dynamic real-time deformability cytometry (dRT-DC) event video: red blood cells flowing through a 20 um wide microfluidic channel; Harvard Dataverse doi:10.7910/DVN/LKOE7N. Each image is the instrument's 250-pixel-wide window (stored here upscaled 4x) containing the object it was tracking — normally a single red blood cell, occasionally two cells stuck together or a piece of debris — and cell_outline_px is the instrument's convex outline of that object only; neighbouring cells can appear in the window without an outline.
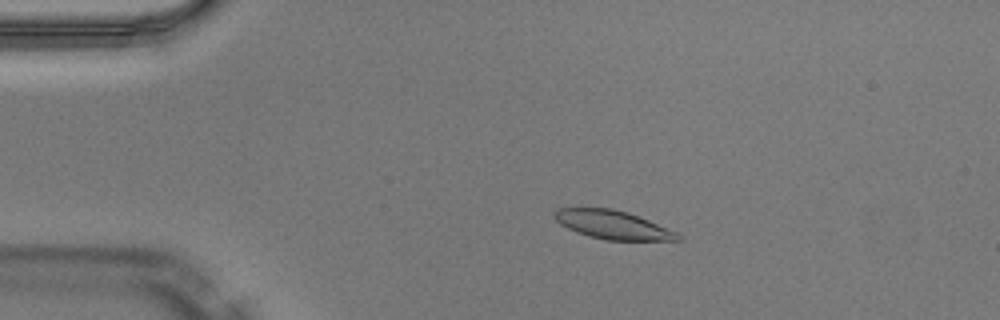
{"species": "Egyptian fruit bat (a non-hibernating species)", "species_latin": "Rousettus aegyptiacus", "temperature_condition": "warm", "stored_images_in_passage": 50, "camera_frame_rate_fps": 3000, "um_per_image_px": 0.085, "animal": {"sex": "male"}, "frame": {"image": 1, "passage_image": 10, "time_ms": 3.0, "image_size_px": [1000, 320], "cell_outline_px": [[684, 240], [604, 240], [588, 236], [576, 232], [560, 224], [552, 216], [552, 212], [556, 208], [612, 208], [628, 212], [648, 220], [676, 232], [684, 236]], "centroid_in_image_um": [52.06, 19.11], "position_along_channel_um": 32.9, "area_um2": 20.63}}
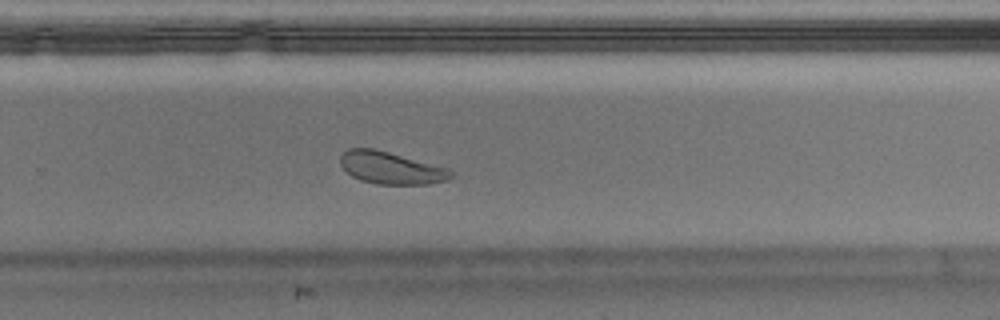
{"frame": {"image": 2, "passage_image": 33, "time_ms": 10.667, "image_size_px": [1000, 320], "cell_outline_px": [[456, 176], [448, 180], [428, 184], [376, 184], [360, 180], [352, 176], [340, 164], [340, 156], [348, 148], [372, 148], [388, 152], [448, 168]], "centroid_in_image_um": [33.24, 14.28], "position_along_channel_um": 296.6, "area_um2": 20.69}}
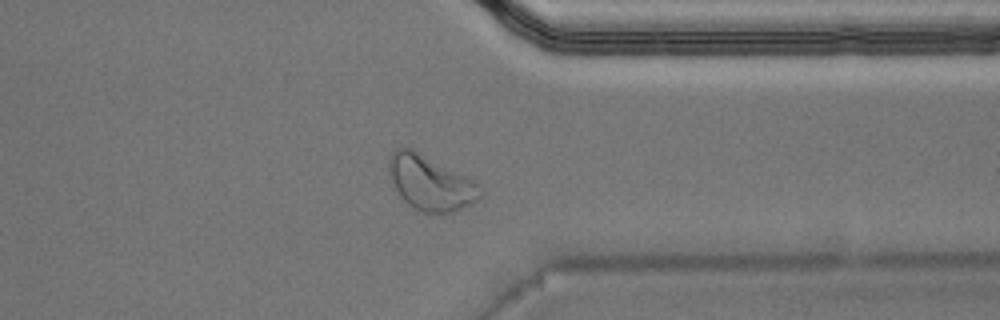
{"frame": {"image": 3, "passage_image": 39, "time_ms": 12.667, "image_size_px": [1000, 320], "cell_outline_px": [[484, 192], [480, 200], [472, 204], [452, 212], [424, 212], [408, 204], [400, 196], [392, 180], [388, 168], [392, 152], [396, 148], [412, 148], [476, 180]], "centroid_in_image_um": [36.66, 15.53], "position_along_channel_um": 374.7, "area_um2": 29.13}, "authors_computed_cell_mechanics": {"area_um2": 21.2415, "velocity_mm_per_s": 4.0563, "shape_relaxation_time_tau1_ms": 2.318, "shape_relaxation_time_tau2_ms": 2.2754, "deformation_change_tau1": 0.1314, "deformation_change_tau2": 0.0886}}